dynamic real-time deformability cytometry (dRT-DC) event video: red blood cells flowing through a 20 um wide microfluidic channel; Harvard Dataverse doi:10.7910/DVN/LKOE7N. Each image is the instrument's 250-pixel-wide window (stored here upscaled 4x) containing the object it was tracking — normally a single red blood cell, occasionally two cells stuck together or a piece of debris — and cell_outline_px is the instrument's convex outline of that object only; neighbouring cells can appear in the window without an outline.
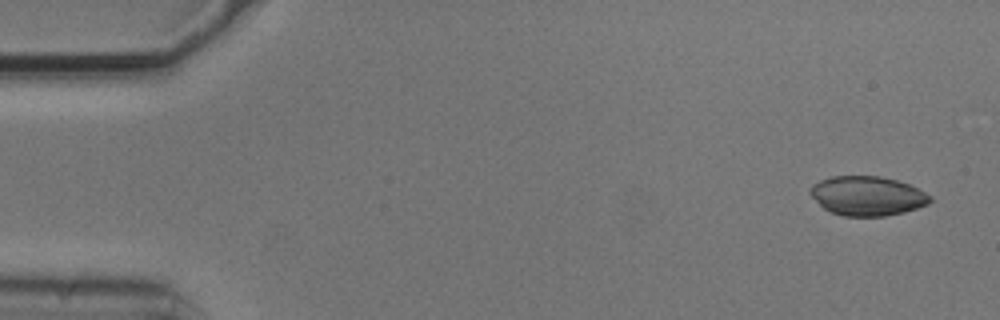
{"species": "common noctule bat (a hibernating species)", "species_latin": "Nyctalus noctula", "temperature_condition": "cold", "stored_images_in_passage": 4, "camera_frame_rate_fps": 3000, "um_per_image_px": 0.085, "animal": {"sex": "male", "body_mass_g": 20.5, "forearm_length_mm": 52.5}, "frame": {"image": 1, "passage_image": 1, "time_ms": 0.0, "image_size_px": [1000, 320], "cell_outline_px": [[932, 200], [928, 204], [904, 212], [884, 216], [844, 216], [832, 212], [824, 208], [808, 192], [812, 184], [820, 180], [832, 176], [880, 176], [896, 180], [908, 184], [932, 196]], "centroid_in_image_um": [73.72, 16.64], "position_along_channel_um": 11.3, "area_um2": 27.34}}
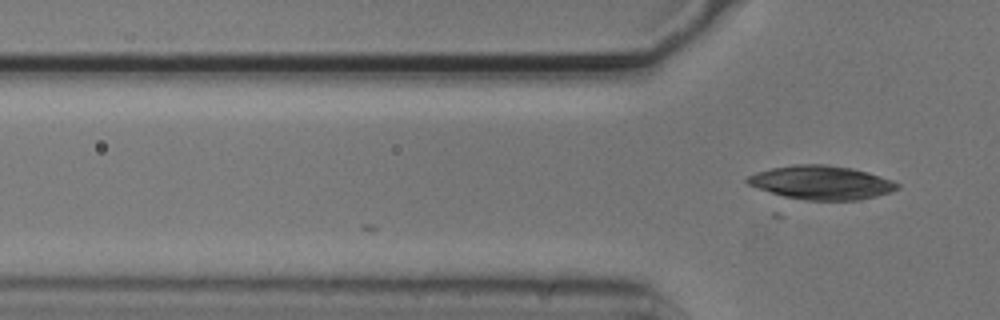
{"frame": {"image": 2, "passage_image": 4, "time_ms": 1.0, "image_size_px": [1000, 320], "cell_outline_px": [[900, 188], [892, 192], [860, 200], [808, 200], [784, 196], [748, 184], [744, 180], [748, 176], [756, 172], [772, 168], [796, 164], [824, 164], [852, 168], [892, 180], [900, 184]], "centroid_in_image_um": [69.85, 15.52], "position_along_channel_um": 56.0, "area_um2": 29.25}}